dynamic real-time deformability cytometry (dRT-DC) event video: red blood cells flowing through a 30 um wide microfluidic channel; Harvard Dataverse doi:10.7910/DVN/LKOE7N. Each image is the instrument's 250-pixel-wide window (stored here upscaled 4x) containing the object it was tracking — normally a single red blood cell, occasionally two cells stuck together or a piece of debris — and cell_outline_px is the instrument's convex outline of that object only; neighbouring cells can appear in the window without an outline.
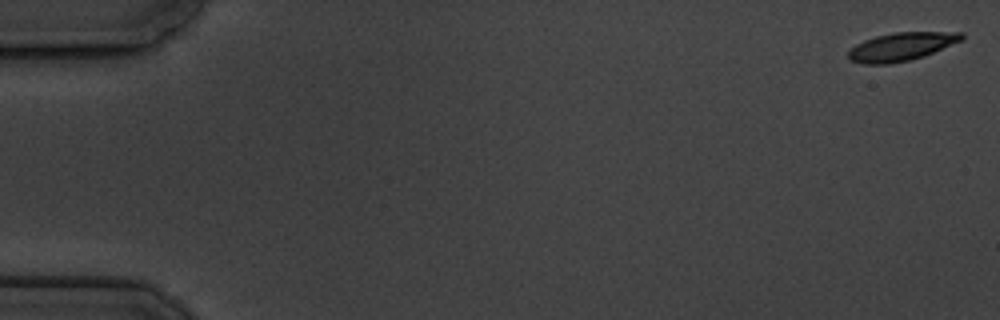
{"species": "common noctule bat (a hibernating species)", "species_latin": "Nyctalus noctula", "temperature_condition": "cold", "stored_images_in_passage": 7, "camera_frame_rate_fps": 3000, "um_per_image_px": 0.085, "animal": {"sex": "male", "body_mass_g": 19.5, "forearm_length_mm": 54.6}, "frame": {"image": 1, "passage_image": 1, "time_ms": 0.0, "image_size_px": [1000, 320], "cell_outline_px": [[964, 40], [924, 56], [908, 60], [888, 64], [864, 64], [848, 60], [848, 52], [856, 44], [864, 40], [876, 36], [896, 32], [964, 32]], "centroid_in_image_um": [76.64, 3.96], "position_along_channel_um": 8.4, "area_um2": 18.67}}
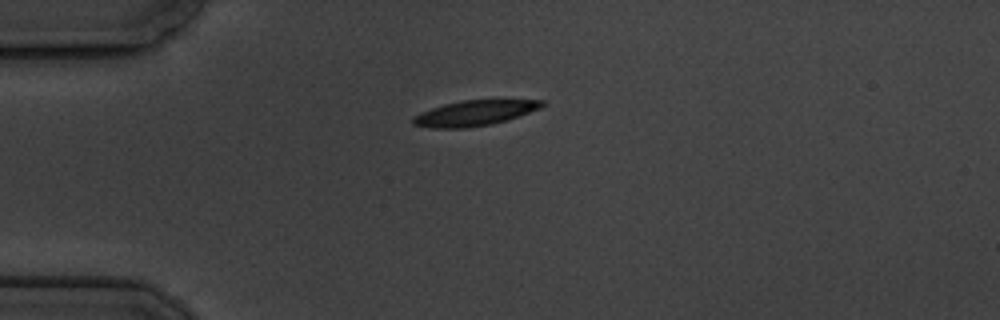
{"frame": {"image": 2, "passage_image": 5, "time_ms": 4.667, "image_size_px": [1000, 320], "cell_outline_px": [[544, 104], [540, 108], [492, 124], [464, 128], [432, 128], [412, 124], [412, 116], [420, 112], [444, 104], [464, 100], [544, 100]], "centroid_in_image_um": [40.26, 9.61], "position_along_channel_um": 44.7, "area_um2": 18.73}}